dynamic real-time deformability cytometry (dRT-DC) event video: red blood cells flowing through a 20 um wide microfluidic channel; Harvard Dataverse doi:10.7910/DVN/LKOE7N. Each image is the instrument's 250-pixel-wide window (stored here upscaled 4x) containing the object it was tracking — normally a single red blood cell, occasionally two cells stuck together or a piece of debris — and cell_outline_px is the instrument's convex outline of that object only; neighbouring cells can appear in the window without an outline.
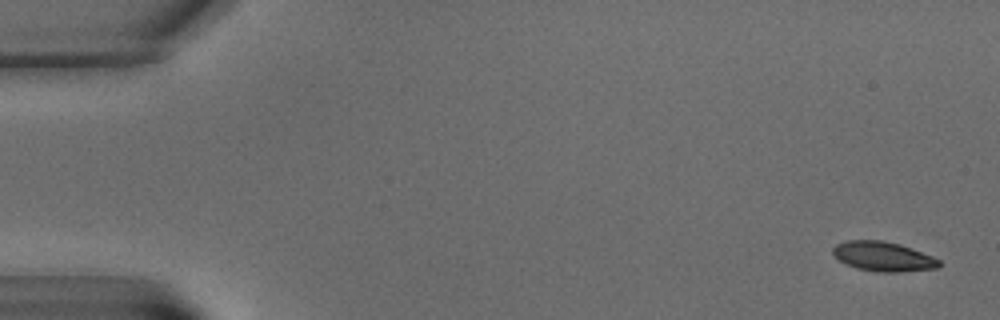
{"species": "common noctule bat (a hibernating species)", "species_latin": "Nyctalus noctula", "temperature_condition": "warm", "stored_images_in_passage": 9, "camera_frame_rate_fps": 3000, "um_per_image_px": 0.085, "animal": {"sex": "male", "body_mass_g": 15.6}, "frame": {"image": 1, "passage_image": 1, "time_ms": 0.0, "image_size_px": [1000, 320], "cell_outline_px": [[940, 264], [936, 268], [896, 272], [880, 272], [856, 268], [840, 260], [832, 252], [832, 248], [836, 244], [848, 240], [884, 240], [900, 244], [912, 248], [932, 256], [940, 260]], "centroid_in_image_um": [75.07, 21.78], "position_along_channel_um": 9.9, "area_um2": 18.15}}